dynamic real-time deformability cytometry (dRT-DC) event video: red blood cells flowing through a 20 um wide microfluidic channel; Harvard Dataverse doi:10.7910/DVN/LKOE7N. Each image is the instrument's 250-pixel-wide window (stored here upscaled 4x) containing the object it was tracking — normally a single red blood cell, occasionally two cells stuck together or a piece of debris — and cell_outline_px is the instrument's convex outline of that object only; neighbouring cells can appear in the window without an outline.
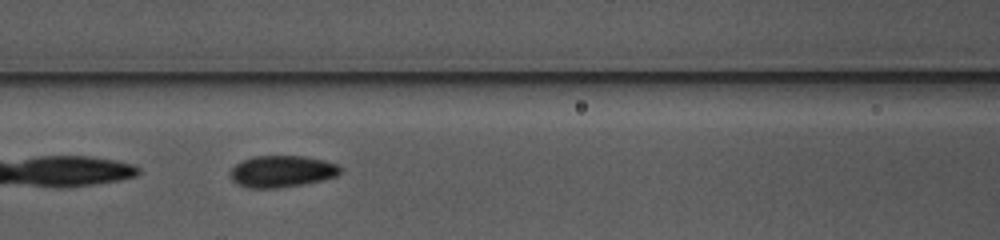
{"species": "common noctule bat (a hibernating species)", "species_latin": "Nyctalus noctula", "temperature_condition": "warm", "stored_images_in_passage": 38, "camera_frame_rate_fps": 3000, "um_per_image_px": 0.085, "animal": {"sex": "female", "body_mass_g": 10.0, "forearm_length_mm": 53.1}, "frame": {"image": 1, "passage_image": 7, "time_ms": 2.0, "image_size_px": [1000, 240], "cell_outline_px": [[340, 172], [336, 176], [324, 180], [304, 184], [280, 188], [248, 188], [236, 184], [232, 180], [232, 168], [236, 164], [252, 156], [304, 156], [324, 160], [336, 164], [340, 168]], "centroid_in_image_um": [23.96, 14.58], "position_along_channel_um": 142.6, "area_um2": 20.29}}
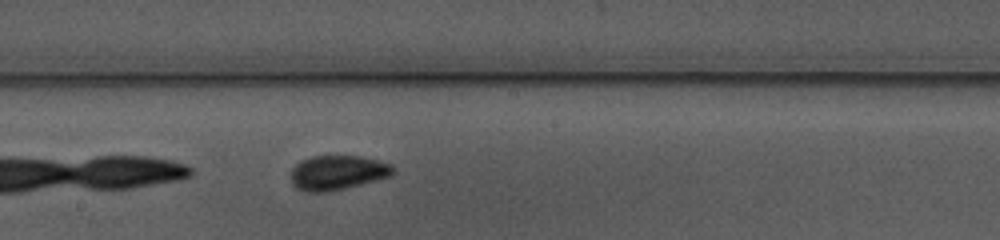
{"frame": {"image": 2, "passage_image": 13, "time_ms": 4.0, "image_size_px": [1000, 240], "cell_outline_px": [[396, 172], [388, 176], [376, 180], [344, 188], [324, 192], [304, 192], [296, 188], [292, 184], [292, 168], [300, 160], [312, 156], [360, 156], [392, 164], [396, 168]], "centroid_in_image_um": [28.68, 14.67], "position_along_channel_um": 219.5, "area_um2": 20.52}}
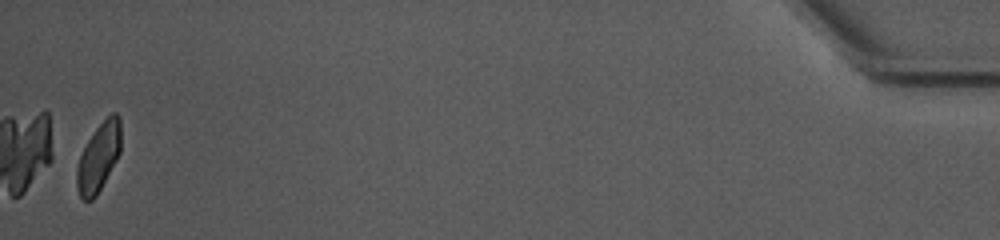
{"frame": {"image": 3, "passage_image": 37, "time_ms": 12.0, "image_size_px": [1000, 240], "cell_outline_px": [[120, 152], [116, 160], [96, 196], [92, 200], [84, 200], [80, 196], [76, 184], [76, 168], [80, 156], [88, 140], [96, 128], [112, 112], [116, 112], [120, 116]], "centroid_in_image_um": [8.38, 13.36], "position_along_channel_um": 426.8, "area_um2": 17.34}, "authors_computed_cell_mechanics": {"area_um2": 19.4786, "velocity_mm_per_s": 3.8407, "shape_relaxation_time_tau1_ms": 3.2062, "shape_relaxation_time_tau2_ms": 1.8013, "deformation_change_tau1": 0.1031, "deformation_change_tau2": 0.0441}}